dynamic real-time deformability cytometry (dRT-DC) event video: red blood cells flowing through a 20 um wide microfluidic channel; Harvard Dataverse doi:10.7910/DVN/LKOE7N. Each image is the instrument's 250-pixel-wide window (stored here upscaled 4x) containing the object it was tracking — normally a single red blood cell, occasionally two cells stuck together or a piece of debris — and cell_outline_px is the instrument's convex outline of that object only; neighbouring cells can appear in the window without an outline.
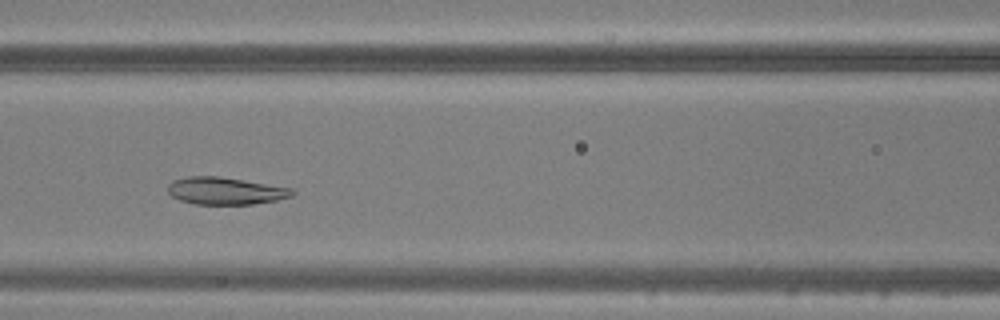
{"species": "common noctule bat (a hibernating species)", "species_latin": "Nyctalus noctula", "temperature_condition": "warm", "stored_images_in_passage": 36, "camera_frame_rate_fps": 3000, "um_per_image_px": 0.085, "animal": {"sex": "male", "body_mass_g": 20.5, "forearm_length_mm": 52.5}, "frame": {"image": 1, "passage_image": 9, "time_ms": 2.667, "image_size_px": [1000, 320], "cell_outline_px": [[296, 192], [292, 196], [276, 200], [252, 204], [196, 204], [180, 200], [172, 196], [168, 192], [168, 184], [172, 180], [188, 176], [216, 176], [292, 188]], "centroid_in_image_um": [19.14, 16.22], "position_along_channel_um": 147.5, "area_um2": 19.59}}
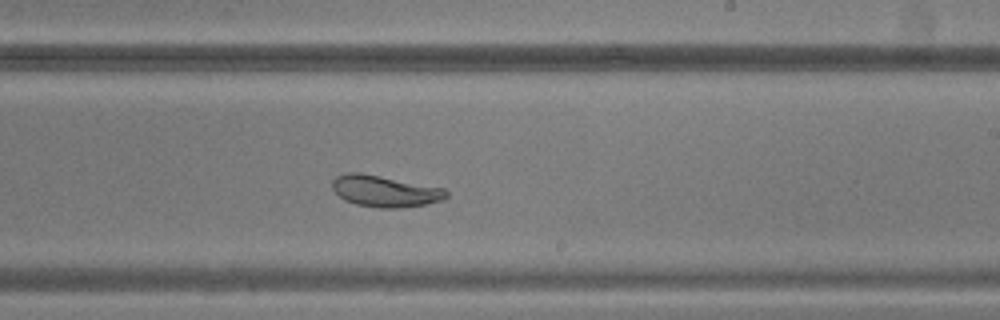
{"frame": {"image": 2, "passage_image": 17, "time_ms": 5.333, "image_size_px": [1000, 320], "cell_outline_px": [[448, 196], [444, 200], [424, 204], [400, 208], [380, 208], [356, 204], [344, 200], [332, 188], [332, 180], [336, 176], [348, 172], [360, 172], [444, 188], [448, 192]], "centroid_in_image_um": [32.71, 16.24], "position_along_channel_um": 256.3, "area_um2": 20.87}}
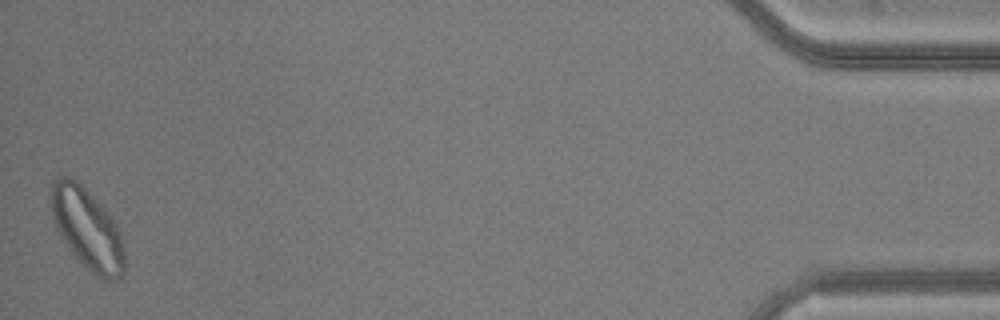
{"frame": {"image": 3, "passage_image": 36, "time_ms": 11.667, "image_size_px": [1000, 320], "cell_outline_px": [[124, 272], [116, 280], [104, 280], [96, 276], [68, 248], [60, 236], [56, 228], [52, 216], [48, 200], [48, 192], [52, 184], [60, 176], [72, 176], [116, 220], [120, 232], [124, 248]], "centroid_in_image_um": [7.39, 19.42], "position_along_channel_um": 427.8, "area_um2": 34.91}}